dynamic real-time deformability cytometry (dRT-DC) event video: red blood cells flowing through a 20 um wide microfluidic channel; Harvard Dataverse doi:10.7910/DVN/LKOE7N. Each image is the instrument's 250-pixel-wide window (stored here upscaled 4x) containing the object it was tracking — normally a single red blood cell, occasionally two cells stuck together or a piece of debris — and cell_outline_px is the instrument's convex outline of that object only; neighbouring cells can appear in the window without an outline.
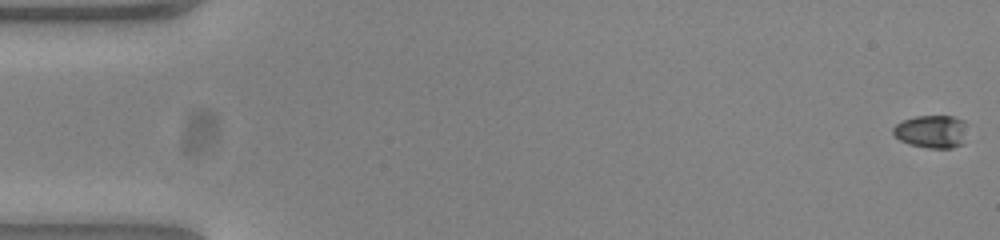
{"species": "common noctule bat (a hibernating species)", "species_latin": "Nyctalus noctula", "temperature_condition": "warm", "stored_images_in_passage": 9, "camera_frame_rate_fps": 3000, "um_per_image_px": 0.085, "animal": {"sex": "female", "body_mass_g": 23.0, "forearm_length_mm": 53.4}, "frame": {"image": 1, "passage_image": 1, "time_ms": 0.0, "image_size_px": [1000, 240], "cell_outline_px": [[964, 120], [960, 144], [952, 148], [928, 148], [908, 144], [900, 140], [892, 132], [892, 128], [896, 124], [904, 120], [916, 116], [952, 116]], "centroid_in_image_um": [79.08, 11.17], "position_along_channel_um": 5.9, "area_um2": 13.76}}